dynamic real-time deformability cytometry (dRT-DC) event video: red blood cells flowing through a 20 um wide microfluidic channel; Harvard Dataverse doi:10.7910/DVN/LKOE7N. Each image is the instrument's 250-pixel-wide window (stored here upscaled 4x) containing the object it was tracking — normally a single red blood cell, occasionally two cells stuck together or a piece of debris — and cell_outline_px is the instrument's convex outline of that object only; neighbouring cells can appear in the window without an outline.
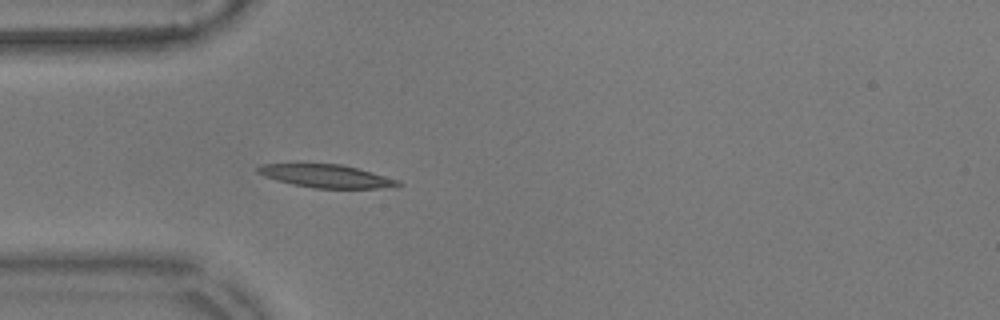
{"species": "common noctule bat (a hibernating species)", "species_latin": "Nyctalus noctula", "temperature_condition": "warm", "stored_images_in_passage": 41, "camera_frame_rate_fps": 3000, "um_per_image_px": 0.085, "animal": {"sex": "male", "body_mass_g": 17.9}, "frame": {"image": 1, "passage_image": 1, "time_ms": 0.0, "image_size_px": [1000, 320], "cell_outline_px": [[404, 184], [376, 188], [316, 188], [292, 184], [276, 180], [264, 176], [256, 172], [256, 168], [260, 164], [340, 164], [356, 168], [400, 180]], "centroid_in_image_um": [27.69, 14.96], "position_along_channel_um": 57.3, "area_um2": 18.55}}
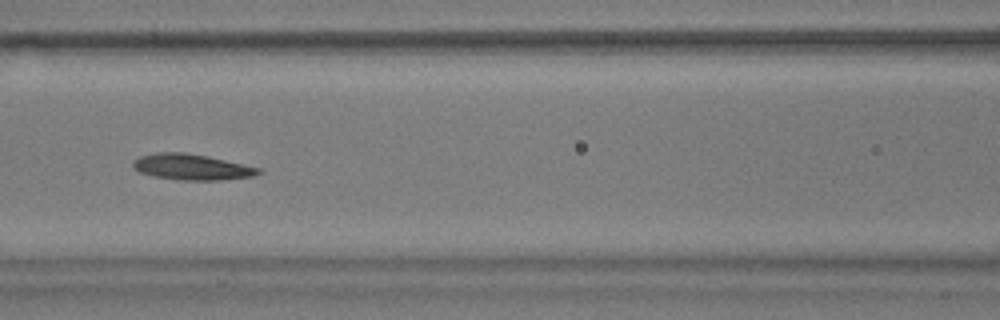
{"frame": {"image": 2, "passage_image": 9, "time_ms": 2.667, "image_size_px": [1000, 320], "cell_outline_px": [[264, 172], [252, 176], [216, 180], [180, 180], [156, 176], [140, 172], [132, 168], [132, 164], [140, 156], [156, 152], [184, 152], [208, 156], [260, 168]], "centroid_in_image_um": [16.29, 14.19], "position_along_channel_um": 150.3, "area_um2": 18.73}}
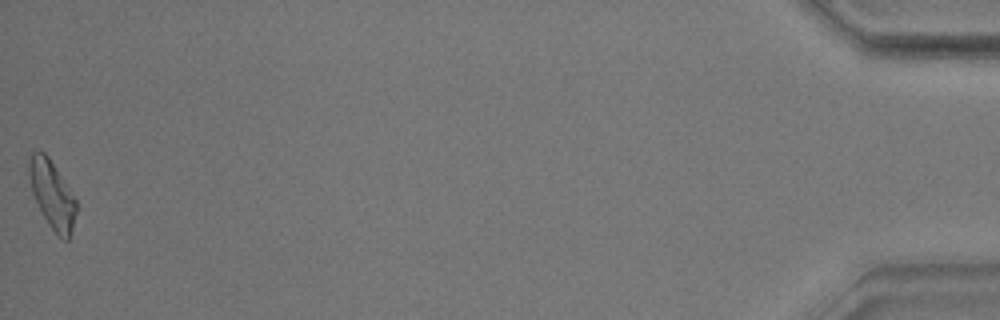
{"frame": {"image": 3, "passage_image": 41, "time_ms": 13.333, "image_size_px": [1000, 320], "cell_outline_px": [[76, 212], [72, 228], [68, 240], [64, 240], [56, 236], [48, 224], [32, 192], [28, 172], [28, 160], [32, 152], [44, 152], [48, 156], [76, 200]], "centroid_in_image_um": [4.42, 16.55], "position_along_channel_um": 430.8, "area_um2": 18.26}, "authors_computed_cell_mechanics": {"area_um2": 18.5538, "velocity_mm_per_s": 3.5742, "shape_relaxation_time_tau1_ms": 6.7221, "shape_relaxation_time_tau2_ms": 2.3439, "deformation_change_tau1": 0.1834, "deformation_change_tau2": 0.1301}}